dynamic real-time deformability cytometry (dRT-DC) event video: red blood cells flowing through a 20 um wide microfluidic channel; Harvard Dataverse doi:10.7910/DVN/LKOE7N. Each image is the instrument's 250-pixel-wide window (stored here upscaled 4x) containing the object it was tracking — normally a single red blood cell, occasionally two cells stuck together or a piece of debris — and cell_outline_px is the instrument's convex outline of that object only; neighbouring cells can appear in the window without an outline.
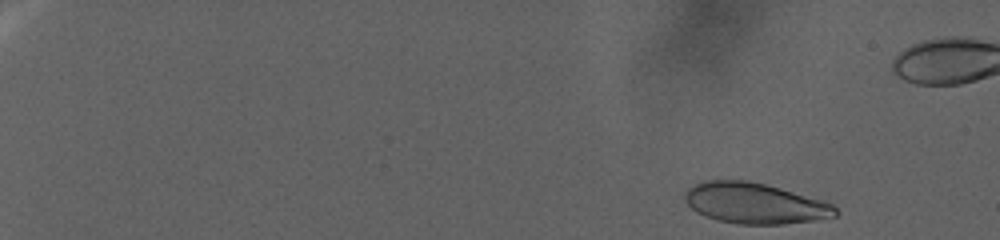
{"species": "human", "species_latin": "Homo sapiens", "temperature_condition": "warm", "stored_images_in_passage": 126, "camera_frame_rate_fps": 3000, "um_per_image_px": 0.085, "donor": {"sex": "female"}, "frame": {"image": 1, "passage_image": 4, "time_ms": 1.0, "image_size_px": [1000, 240], "cell_outline_px": [[840, 212], [836, 216], [812, 220], [784, 224], [736, 224], [720, 220], [696, 212], [684, 200], [684, 196], [688, 188], [704, 180], [748, 180], [780, 188], [824, 200], [832, 204]], "centroid_in_image_um": [64.17, 17.27], "position_along_channel_um": 20.8, "area_um2": 35.6}}
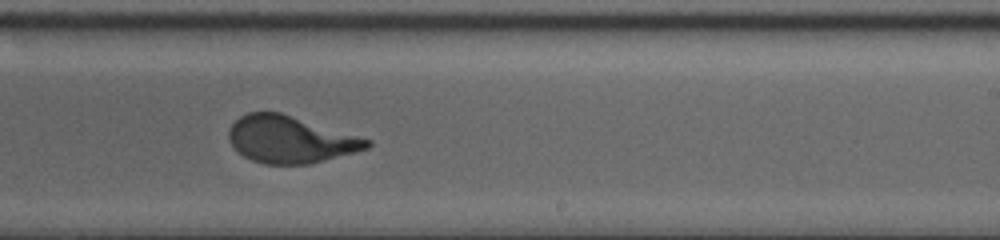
{"frame": {"image": 2, "passage_image": 83, "time_ms": 27.333, "image_size_px": [1000, 240], "cell_outline_px": [[372, 144], [368, 148], [324, 160], [308, 164], [264, 164], [252, 160], [244, 156], [228, 140], [228, 128], [240, 116], [248, 112], [280, 112], [372, 140]], "centroid_in_image_um": [24.65, 11.85], "position_along_channel_um": 264.3, "area_um2": 37.51}}
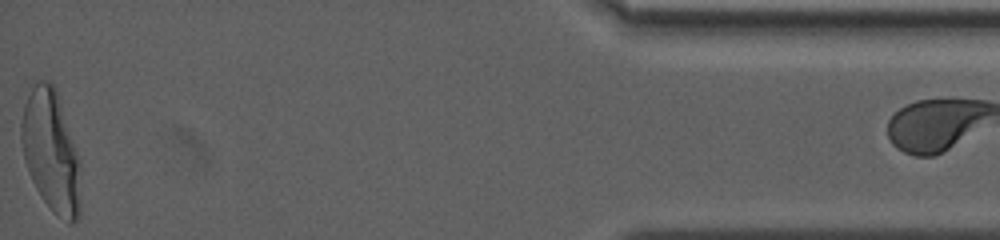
{"frame": {"image": 3, "passage_image": 125, "time_ms": 41.333, "image_size_px": [1000, 240], "cell_outline_px": [[80, 216], [72, 224], [52, 212], [36, 188], [32, 180], [24, 160], [20, 136], [20, 124], [24, 104], [36, 80], [52, 80], [60, 96], [80, 160]], "centroid_in_image_um": [4.35, 12.81], "position_along_channel_um": 430.9, "area_um2": 42.66}}